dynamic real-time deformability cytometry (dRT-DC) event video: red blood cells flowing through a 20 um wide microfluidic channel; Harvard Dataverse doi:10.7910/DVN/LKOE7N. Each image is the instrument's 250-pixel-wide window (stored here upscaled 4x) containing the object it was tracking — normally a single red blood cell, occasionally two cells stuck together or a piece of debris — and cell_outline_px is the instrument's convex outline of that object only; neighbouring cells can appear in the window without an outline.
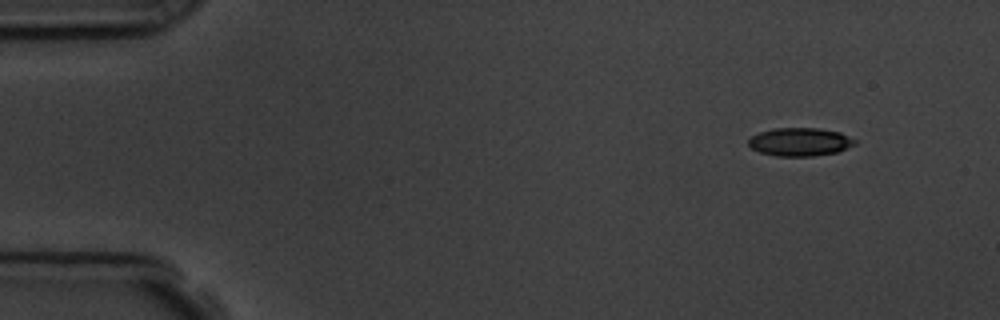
{"species": "common noctule bat (a hibernating species)", "species_latin": "Nyctalus noctula", "temperature_condition": "room temperature", "stored_images_in_passage": 4, "camera_frame_rate_fps": 3000, "um_per_image_px": 0.085, "animal": {"sex": "male", "body_mass_g": 19.5, "forearm_length_mm": 54.6}, "frame": {"image": 1, "passage_image": 1, "time_ms": 0.0, "image_size_px": [1000, 320], "cell_outline_px": [[856, 144], [836, 152], [812, 156], [776, 156], [760, 152], [752, 148], [748, 144], [748, 140], [752, 136], [760, 132], [772, 128], [820, 128], [840, 132], [856, 140]], "centroid_in_image_um": [67.99, 12.05], "position_along_channel_um": 17.0, "area_um2": 17.46}}
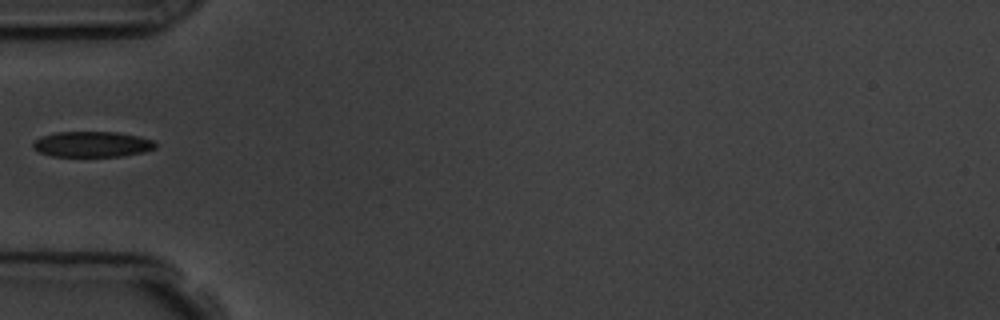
{"frame": {"image": 2, "passage_image": 4, "time_ms": 4.333, "image_size_px": [1000, 320], "cell_outline_px": [[156, 148], [144, 152], [124, 156], [52, 156], [40, 152], [32, 148], [32, 144], [40, 136], [56, 132], [116, 132], [140, 136], [156, 140]], "centroid_in_image_um": [7.87, 12.25], "position_along_channel_um": 77.1, "area_um2": 18.44}}